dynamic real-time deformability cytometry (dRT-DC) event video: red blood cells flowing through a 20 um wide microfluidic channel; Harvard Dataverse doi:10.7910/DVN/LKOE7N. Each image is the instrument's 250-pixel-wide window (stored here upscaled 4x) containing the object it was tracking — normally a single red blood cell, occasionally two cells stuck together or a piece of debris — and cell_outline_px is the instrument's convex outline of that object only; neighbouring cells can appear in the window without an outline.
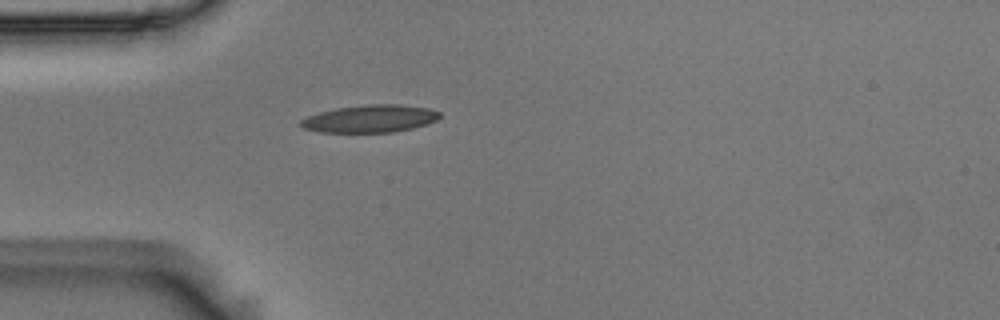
{"species": "Egyptian fruit bat (a non-hibernating species)", "species_latin": "Rousettus aegyptiacus", "temperature_condition": "room temperature", "stored_images_in_passage": 1, "camera_frame_rate_fps": 3000, "um_per_image_px": 0.085, "animal": {"sex": "male"}, "frame": {"image": 1, "passage_image": 1, "time_ms": 0.0, "image_size_px": [1000, 320], "cell_outline_px": [[440, 116], [436, 120], [412, 128], [392, 132], [320, 132], [304, 128], [296, 124], [300, 120], [308, 116], [320, 112], [336, 108], [368, 104], [400, 104], [428, 108], [440, 112]], "centroid_in_image_um": [31.42, 10.08], "position_along_channel_um": 53.6, "area_um2": 22.2}}